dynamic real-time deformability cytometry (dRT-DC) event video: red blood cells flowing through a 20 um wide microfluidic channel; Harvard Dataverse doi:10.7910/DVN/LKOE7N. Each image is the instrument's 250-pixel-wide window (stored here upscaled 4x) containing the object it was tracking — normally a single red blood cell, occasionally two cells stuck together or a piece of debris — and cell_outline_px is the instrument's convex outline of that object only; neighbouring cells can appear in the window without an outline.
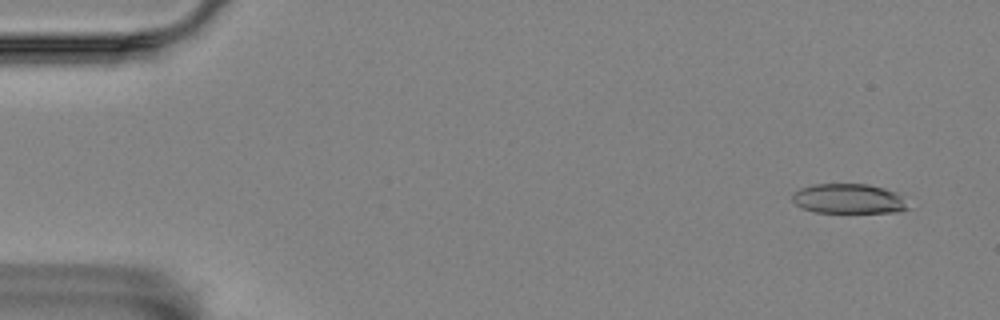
{"species": "Egyptian fruit bat (a non-hibernating species)", "species_latin": "Rousettus aegyptiacus", "temperature_condition": "room temperature", "stored_images_in_passage": 5, "camera_frame_rate_fps": 3000, "um_per_image_px": 0.085, "animal": {"sex": "female"}, "frame": {"image": 1, "passage_image": 1, "time_ms": 0.0, "image_size_px": [1000, 320], "cell_outline_px": [[908, 208], [900, 212], [812, 212], [796, 204], [792, 200], [792, 192], [800, 188], [812, 184], [868, 184], [884, 188], [896, 192], [900, 196]], "centroid_in_image_um": [72.08, 16.88], "position_along_channel_um": 12.9, "area_um2": 20.0}}
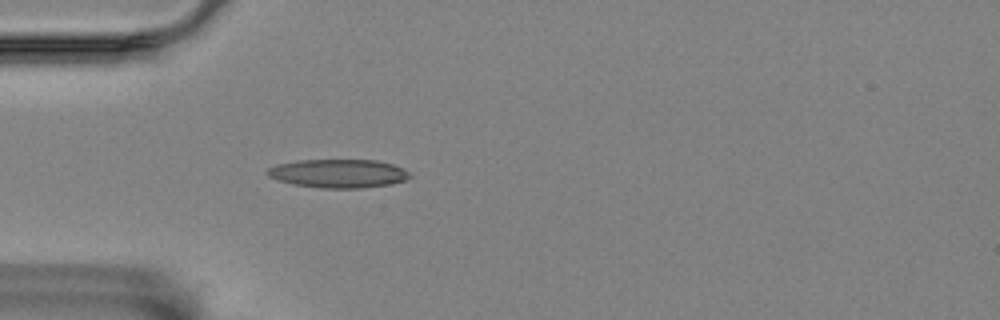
{"frame": {"image": 2, "passage_image": 5, "time_ms": 1.333, "image_size_px": [1000, 320], "cell_outline_px": [[412, 176], [404, 180], [392, 184], [360, 188], [320, 188], [292, 184], [268, 176], [264, 172], [268, 168], [276, 164], [300, 160], [376, 160], [392, 164], [408, 172]], "centroid_in_image_um": [28.73, 14.74], "position_along_channel_um": 56.3, "area_um2": 23.64}}